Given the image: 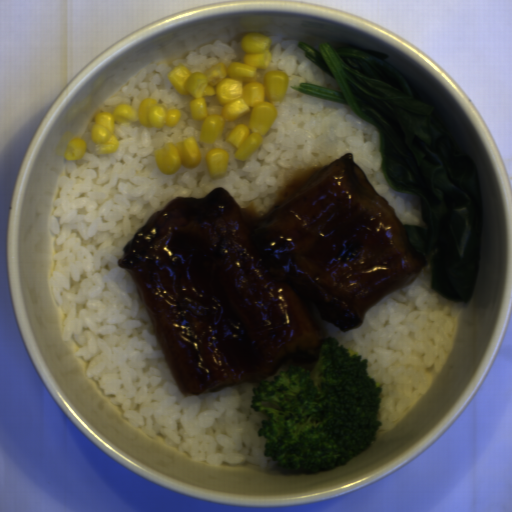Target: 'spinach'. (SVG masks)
Wrapping results in <instances>:
<instances>
[{
	"label": "spinach",
	"instance_id": "obj_1",
	"mask_svg": "<svg viewBox=\"0 0 512 512\" xmlns=\"http://www.w3.org/2000/svg\"><path fill=\"white\" fill-rule=\"evenodd\" d=\"M341 92L300 83L292 90L348 105L378 133L380 171L392 190L415 195L426 228L403 225L412 248L430 260L431 287L468 303L477 282L483 202L476 166L458 149L440 113L402 71L356 48L298 44Z\"/></svg>",
	"mask_w": 512,
	"mask_h": 512
}]
</instances>
